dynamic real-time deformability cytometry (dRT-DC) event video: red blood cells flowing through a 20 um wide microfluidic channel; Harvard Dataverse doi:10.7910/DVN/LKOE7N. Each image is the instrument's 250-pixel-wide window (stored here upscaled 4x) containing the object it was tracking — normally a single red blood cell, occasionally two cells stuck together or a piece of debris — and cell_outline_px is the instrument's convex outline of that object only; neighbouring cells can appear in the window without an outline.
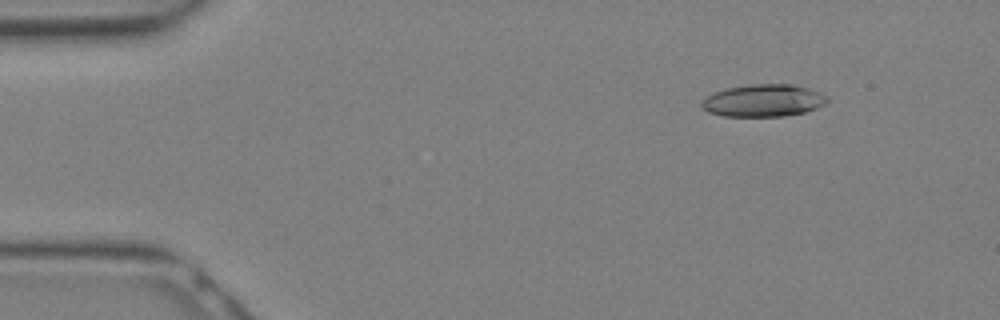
{"species": "Egyptian fruit bat (a non-hibernating species)", "species_latin": "Rousettus aegyptiacus", "temperature_condition": "warm", "stored_images_in_passage": 13, "camera_frame_rate_fps": 3000, "um_per_image_px": 0.085, "animal": {"sex": "female"}, "frame": {"image": 1, "passage_image": 4, "time_ms": 1.0, "image_size_px": [1000, 320], "cell_outline_px": [[828, 100], [824, 104], [816, 108], [804, 112], [784, 116], [724, 116], [708, 112], [700, 108], [700, 100], [724, 88], [748, 84], [788, 84], [808, 88], [820, 92], [828, 96]], "centroid_in_image_um": [64.85, 8.54], "position_along_channel_um": 20.2, "area_um2": 23.76}}
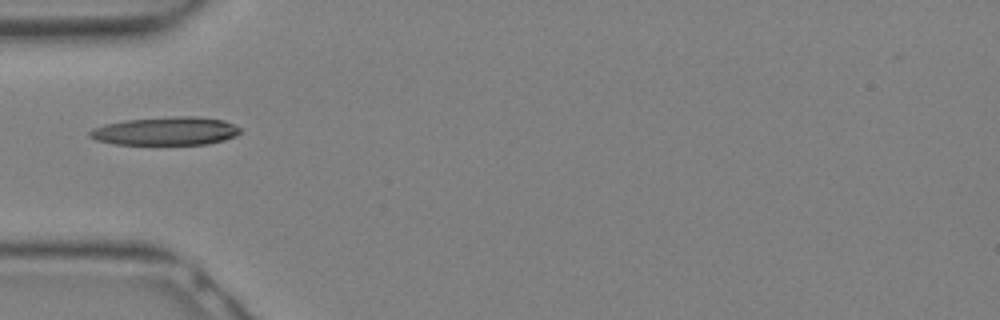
{"frame": {"image": 2, "passage_image": 10, "time_ms": 3.0, "image_size_px": [1000, 320], "cell_outline_px": [[240, 132], [236, 136], [224, 140], [208, 144], [116, 144], [96, 140], [88, 136], [88, 132], [92, 128], [104, 124], [124, 120], [176, 116], [196, 116], [224, 120], [240, 128]], "centroid_in_image_um": [14.07, 11.14], "position_along_channel_um": 70.9, "area_um2": 24.85}}
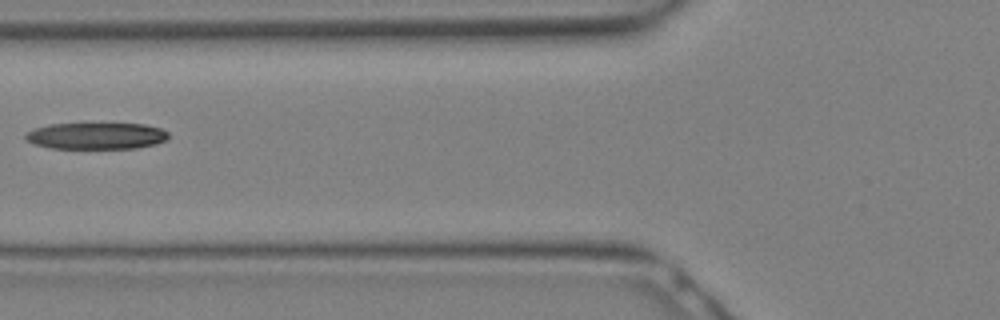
{"frame": {"image": 3, "passage_image": 12, "time_ms": 3.667, "image_size_px": [1000, 320], "cell_outline_px": [[168, 136], [164, 140], [156, 144], [136, 148], [52, 148], [32, 144], [24, 136], [28, 132], [36, 128], [52, 124], [144, 124], [160, 128], [168, 132]], "centroid_in_image_um": [8.19, 11.55], "position_along_channel_um": 117.6, "area_um2": 21.85}}